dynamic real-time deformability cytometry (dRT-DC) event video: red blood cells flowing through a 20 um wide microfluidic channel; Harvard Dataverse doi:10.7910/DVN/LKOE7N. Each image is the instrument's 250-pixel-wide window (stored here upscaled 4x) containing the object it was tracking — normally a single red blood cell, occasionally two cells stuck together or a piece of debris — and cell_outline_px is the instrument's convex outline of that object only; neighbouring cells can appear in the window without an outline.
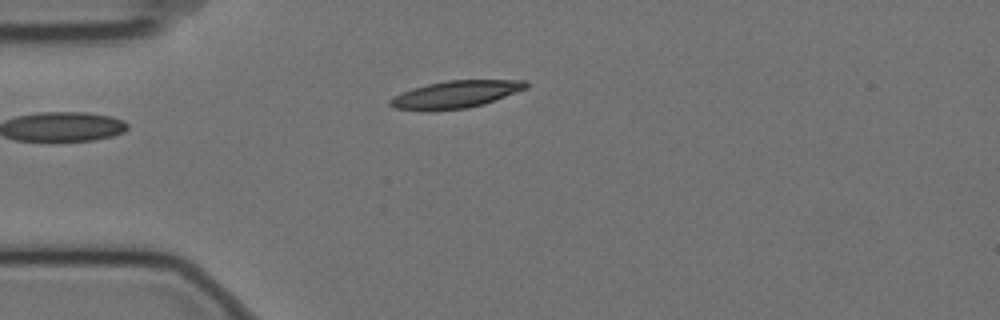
{"species": "Egyptian fruit bat (a non-hibernating species)", "species_latin": "Rousettus aegyptiacus", "temperature_condition": "cold", "stored_images_in_passage": 8, "camera_frame_rate_fps": 3000, "um_per_image_px": 0.085, "animal": {"sex": "female"}, "frame": {"image": 1, "passage_image": 1, "time_ms": 0.0, "image_size_px": [1000, 320], "cell_outline_px": [[528, 88], [484, 104], [468, 108], [420, 112], [396, 108], [388, 104], [388, 100], [392, 96], [412, 88], [428, 84], [448, 80], [528, 80]], "centroid_in_image_um": [38.69, 8.04], "position_along_channel_um": 46.3, "area_um2": 21.96}}
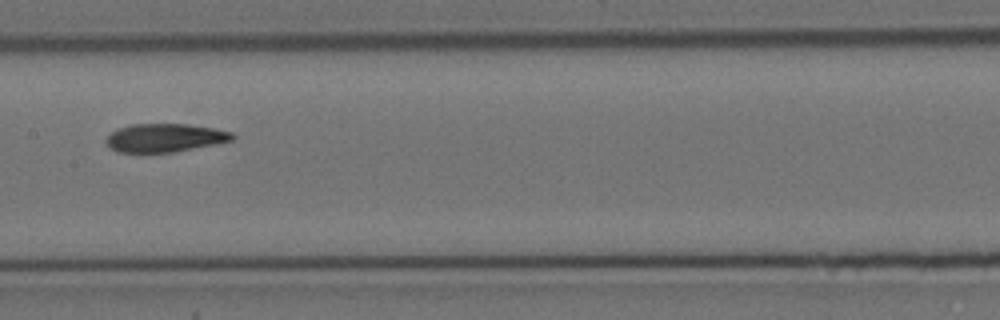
{"frame": {"image": 2, "passage_image": 5, "time_ms": 1.333, "image_size_px": [1000, 320], "cell_outline_px": [[236, 136], [232, 140], [172, 152], [116, 152], [108, 144], [108, 136], [112, 132], [120, 128], [132, 124], [188, 124], [212, 128], [232, 132]], "centroid_in_image_um": [14.02, 11.7], "position_along_channel_um": 193.4, "area_um2": 20.35}}
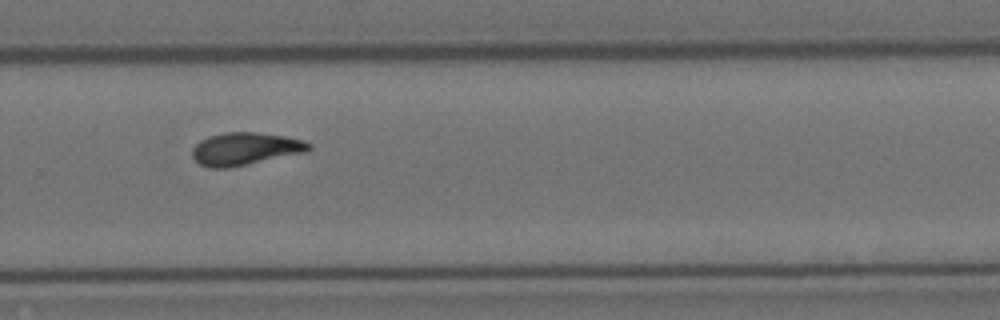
{"frame": {"image": 3, "passage_image": 8, "time_ms": 2.333, "image_size_px": [1000, 320], "cell_outline_px": [[312, 148], [304, 152], [248, 164], [228, 168], [208, 168], [200, 164], [192, 156], [192, 148], [200, 140], [208, 136], [224, 132], [256, 132], [284, 136], [304, 140], [312, 144]], "centroid_in_image_um": [20.82, 12.64], "position_along_channel_um": 309.0, "area_um2": 22.14}}